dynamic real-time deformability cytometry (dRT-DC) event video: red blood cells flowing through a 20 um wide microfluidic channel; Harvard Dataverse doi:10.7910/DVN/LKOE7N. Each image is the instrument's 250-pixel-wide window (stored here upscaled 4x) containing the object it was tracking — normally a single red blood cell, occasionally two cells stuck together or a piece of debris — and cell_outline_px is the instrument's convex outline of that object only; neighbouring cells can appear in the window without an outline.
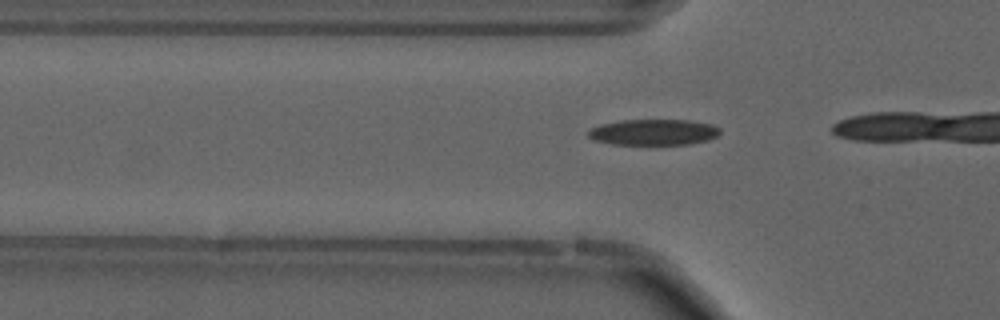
{"species": "common noctule bat (a hibernating species)", "species_latin": "Nyctalus noctula", "temperature_condition": "cold", "stored_images_in_passage": 7, "camera_frame_rate_fps": 3000, "um_per_image_px": 0.085, "animal": {"sex": "male", "forearm_length_mm": 52.5}, "frame": {"image": 1, "passage_image": 4, "time_ms": 1.0, "image_size_px": [1000, 320], "cell_outline_px": [[720, 132], [716, 136], [708, 140], [688, 144], [612, 144], [596, 140], [588, 136], [588, 132], [592, 128], [600, 124], [620, 120], [688, 120], [712, 124], [720, 128]], "centroid_in_image_um": [55.57, 11.23], "position_along_channel_um": 70.2, "area_um2": 19.77}}